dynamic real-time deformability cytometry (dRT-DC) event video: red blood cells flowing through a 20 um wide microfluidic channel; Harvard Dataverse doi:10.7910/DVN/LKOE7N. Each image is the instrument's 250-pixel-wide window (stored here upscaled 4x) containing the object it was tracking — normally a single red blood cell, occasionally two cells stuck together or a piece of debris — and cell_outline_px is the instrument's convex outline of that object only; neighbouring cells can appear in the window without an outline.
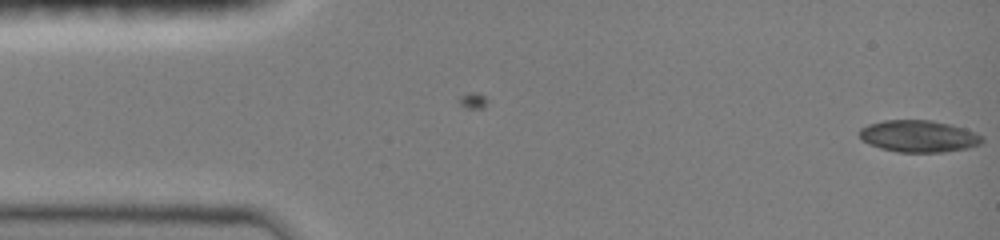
{"species": "common noctule bat (a hibernating species)", "species_latin": "Nyctalus noctula", "temperature_condition": "room temperature", "stored_images_in_passage": 5, "camera_frame_rate_fps": 3000, "um_per_image_px": 0.085, "animal": {"sex": "female", "body_mass_g": 19.0, "forearm_length_mm": 51.5}, "frame": {"image": 1, "passage_image": 5, "time_ms": 1.333, "image_size_px": [1000, 240], "cell_outline_px": [[984, 140], [980, 144], [968, 148], [944, 152], [896, 152], [880, 148], [868, 144], [860, 140], [856, 132], [860, 128], [868, 124], [884, 120], [932, 120], [952, 124], [964, 128], [980, 136]], "centroid_in_image_um": [78.01, 11.58], "position_along_channel_um": 7.0, "area_um2": 23.06}}